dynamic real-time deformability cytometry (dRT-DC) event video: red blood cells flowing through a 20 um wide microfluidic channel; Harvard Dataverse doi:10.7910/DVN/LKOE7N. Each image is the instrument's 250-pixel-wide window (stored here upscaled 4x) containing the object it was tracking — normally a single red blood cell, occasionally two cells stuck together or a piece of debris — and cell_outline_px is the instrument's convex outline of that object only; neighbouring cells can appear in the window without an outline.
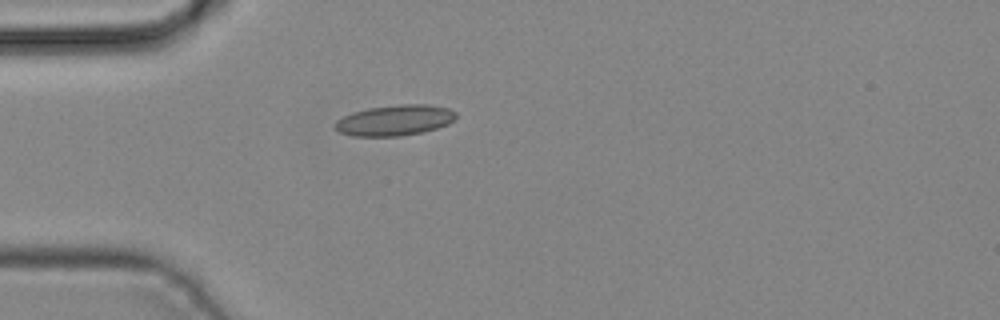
{"species": "common noctule bat (a hibernating species)", "species_latin": "Nyctalus noctula", "temperature_condition": "cold", "stored_images_in_passage": 1, "camera_frame_rate_fps": 3000, "um_per_image_px": 0.085, "animal": {"sex": "male", "body_mass_g": 19.2, "forearm_length_mm": 51.8}, "frame": {"image": 1, "passage_image": 1, "time_ms": 0.0, "image_size_px": [1000, 320], "cell_outline_px": [[456, 116], [448, 124], [424, 132], [400, 136], [352, 136], [340, 132], [332, 128], [332, 124], [336, 120], [352, 112], [368, 108], [400, 104], [428, 104], [448, 108], [456, 112]], "centroid_in_image_um": [33.51, 10.22], "position_along_channel_um": 51.5, "area_um2": 21.79}}